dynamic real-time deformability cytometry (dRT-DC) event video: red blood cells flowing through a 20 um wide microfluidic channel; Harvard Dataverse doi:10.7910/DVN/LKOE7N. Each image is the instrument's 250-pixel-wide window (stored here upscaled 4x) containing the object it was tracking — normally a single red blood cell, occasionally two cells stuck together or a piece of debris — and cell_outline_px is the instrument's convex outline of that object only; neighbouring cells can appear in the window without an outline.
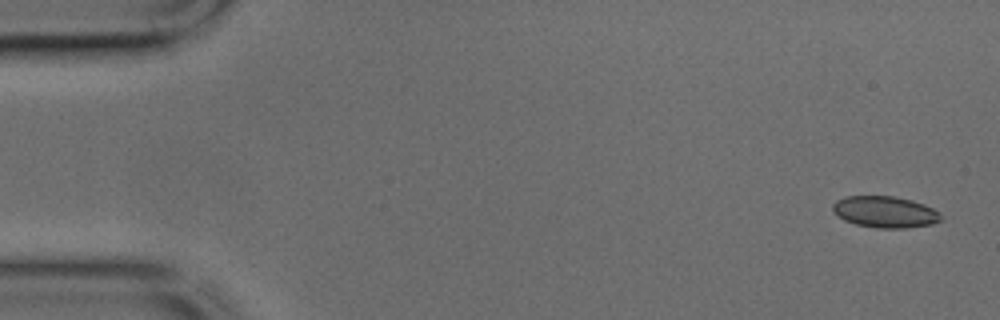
{"species": "common noctule bat (a hibernating species)", "species_latin": "Nyctalus noctula", "temperature_condition": "cold", "stored_images_in_passage": 13, "camera_frame_rate_fps": 3000, "um_per_image_px": 0.085, "animal": {"sex": "male", "body_mass_g": 17.9, "forearm_length_mm": 54.2}, "frame": {"image": 1, "passage_image": 1, "time_ms": 0.0, "image_size_px": [1000, 320], "cell_outline_px": [[944, 220], [932, 224], [904, 228], [876, 228], [856, 224], [844, 220], [832, 208], [832, 204], [836, 200], [844, 196], [896, 196], [912, 200], [924, 204], [940, 212]], "centroid_in_image_um": [75.27, 18.01], "position_along_channel_um": 9.7, "area_um2": 19.94}}
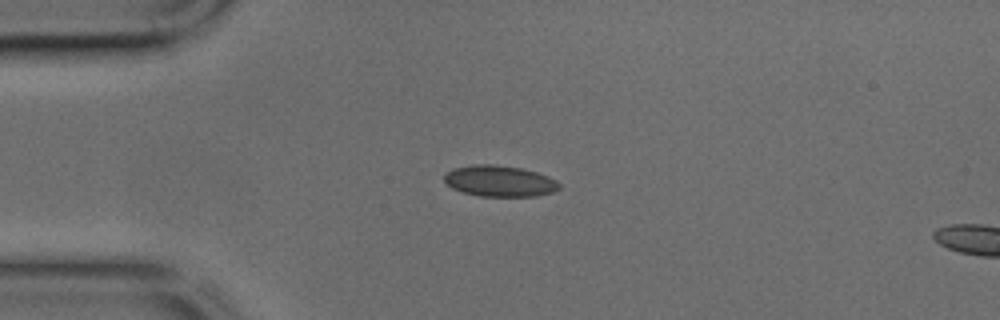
{"frame": {"image": 2, "passage_image": 10, "time_ms": 3.0, "image_size_px": [1000, 320], "cell_outline_px": [[560, 188], [552, 192], [536, 196], [480, 196], [464, 192], [452, 188], [444, 180], [444, 176], [452, 168], [472, 164], [496, 164], [520, 168], [536, 172], [548, 176], [556, 180], [560, 184]], "centroid_in_image_um": [42.47, 15.38], "position_along_channel_um": 42.5, "area_um2": 20.81}}